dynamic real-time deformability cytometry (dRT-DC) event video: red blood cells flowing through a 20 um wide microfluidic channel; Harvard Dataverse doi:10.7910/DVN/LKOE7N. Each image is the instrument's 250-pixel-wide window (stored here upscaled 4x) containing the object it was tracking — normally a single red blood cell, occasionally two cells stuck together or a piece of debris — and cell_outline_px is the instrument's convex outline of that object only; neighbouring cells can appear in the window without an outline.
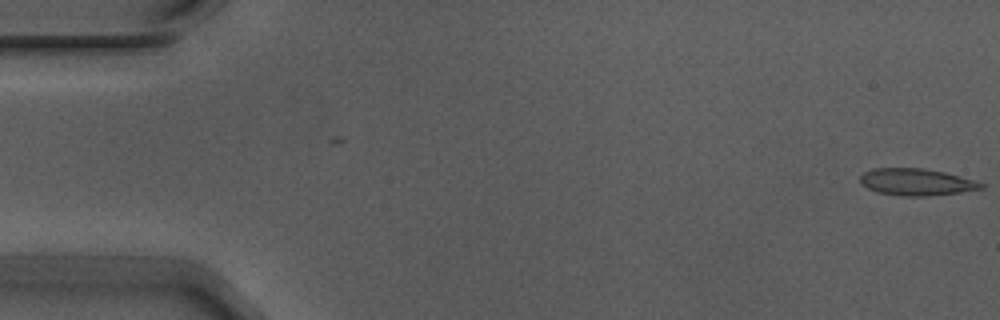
{"species": "Egyptian fruit bat (a non-hibernating species)", "species_latin": "Rousettus aegyptiacus", "temperature_condition": "warm", "stored_images_in_passage": 55, "camera_frame_rate_fps": 3000, "um_per_image_px": 0.085, "animal": {"sex": "male"}, "frame": {"image": 1, "passage_image": 1, "time_ms": 0.0, "image_size_px": [1000, 320], "cell_outline_px": [[984, 188], [960, 192], [924, 196], [904, 196], [880, 192], [868, 188], [860, 184], [860, 176], [864, 172], [872, 168], [924, 168], [944, 172], [976, 180], [984, 184]], "centroid_in_image_um": [77.89, 15.46], "position_along_channel_um": 7.1, "area_um2": 18.84}}
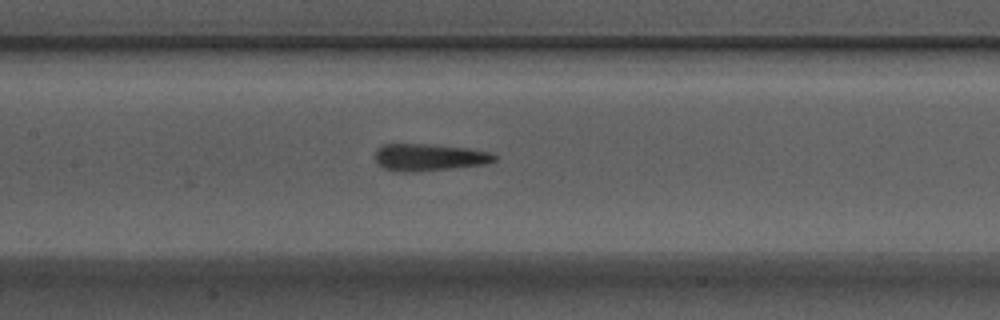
{"frame": {"image": 2, "passage_image": 26, "time_ms": 8.333, "image_size_px": [1000, 320], "cell_outline_px": [[500, 156], [496, 160], [488, 164], [416, 172], [396, 172], [384, 168], [376, 160], [376, 148], [380, 144], [432, 144], [468, 148], [492, 152]], "centroid_in_image_um": [36.53, 13.37], "position_along_channel_um": 170.9, "area_um2": 19.19}}
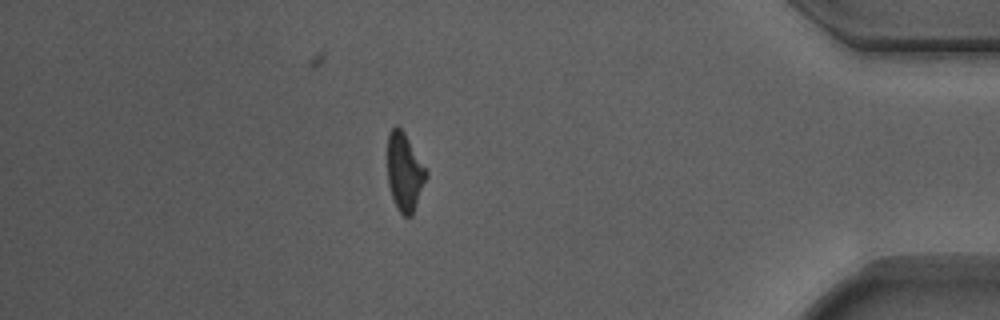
{"frame": {"image": 3, "passage_image": 48, "time_ms": 15.667, "image_size_px": [1000, 320], "cell_outline_px": [[428, 176], [412, 216], [404, 216], [396, 208], [388, 184], [388, 132], [396, 124], [404, 132], [428, 172]], "centroid_in_image_um": [34.39, 14.63], "position_along_channel_um": 400.8, "area_um2": 17.57}, "authors_computed_cell_mechanics": {"area_um2": 18.9006, "velocity_mm_per_s": 3.735, "shape_relaxation_time_tau1_ms": 3.3045, "shape_relaxation_time_tau2_ms": 1.4411, "deformation_change_tau1": 0.1867, "deformation_change_tau2": 0.1412}}